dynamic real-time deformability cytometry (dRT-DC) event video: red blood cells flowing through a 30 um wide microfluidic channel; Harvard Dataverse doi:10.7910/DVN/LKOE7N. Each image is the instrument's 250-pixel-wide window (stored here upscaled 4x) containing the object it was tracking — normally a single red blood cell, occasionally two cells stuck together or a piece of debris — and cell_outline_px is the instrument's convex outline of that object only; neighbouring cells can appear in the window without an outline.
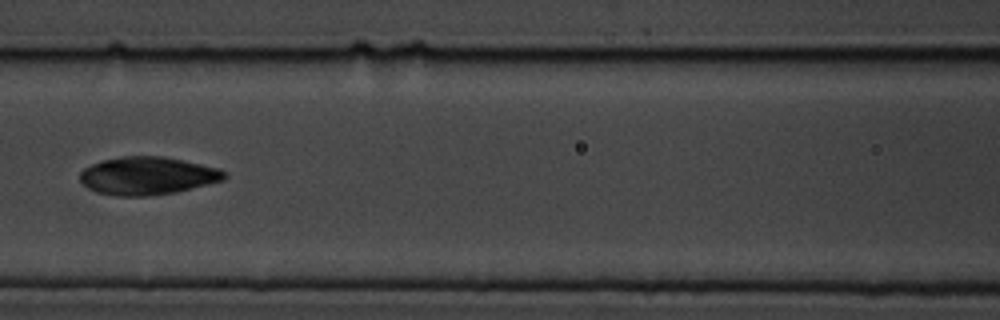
{"species": "common noctule bat (a hibernating species)", "species_latin": "Nyctalus noctula", "temperature_condition": "cold", "stored_images_in_passage": 10, "camera_frame_rate_fps": 3000, "um_per_image_px": 0.085, "animal": {"sex": "male", "body_mass_g": 19.5, "forearm_length_mm": 54.6}, "frame": {"image": 1, "passage_image": 7, "time_ms": 7.0, "image_size_px": [1000, 320], "cell_outline_px": [[228, 176], [224, 180], [176, 192], [148, 196], [116, 196], [96, 192], [88, 188], [80, 180], [80, 172], [84, 168], [92, 164], [104, 160], [124, 156], [160, 156], [220, 168]], "centroid_in_image_um": [12.53, 14.95], "position_along_channel_um": 154.1, "area_um2": 31.73}}
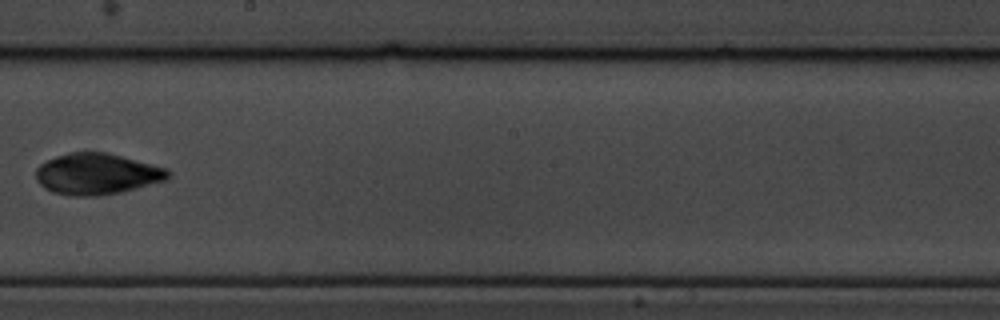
{"frame": {"image": 2, "passage_image": 9, "time_ms": 9.333, "image_size_px": [1000, 320], "cell_outline_px": [[168, 180], [120, 192], [100, 196], [68, 196], [52, 192], [44, 188], [36, 180], [36, 168], [40, 164], [56, 156], [72, 152], [104, 152], [168, 168]], "centroid_in_image_um": [8.21, 14.8], "position_along_channel_um": 240.0, "area_um2": 31.67}}
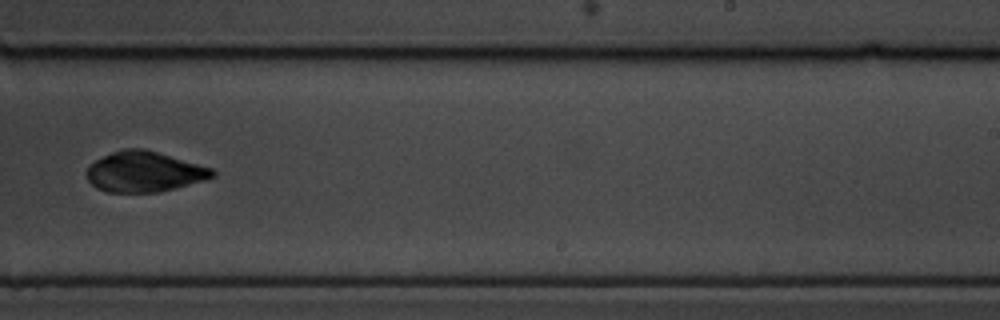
{"frame": {"image": 3, "passage_image": 10, "time_ms": 10.333, "image_size_px": [1000, 320], "cell_outline_px": [[216, 176], [204, 180], [176, 188], [160, 192], [108, 192], [96, 188], [88, 180], [84, 172], [88, 164], [112, 152], [124, 148], [144, 148], [212, 168], [216, 172]], "centroid_in_image_um": [12.23, 14.6], "position_along_channel_um": 276.8, "area_um2": 29.77}}